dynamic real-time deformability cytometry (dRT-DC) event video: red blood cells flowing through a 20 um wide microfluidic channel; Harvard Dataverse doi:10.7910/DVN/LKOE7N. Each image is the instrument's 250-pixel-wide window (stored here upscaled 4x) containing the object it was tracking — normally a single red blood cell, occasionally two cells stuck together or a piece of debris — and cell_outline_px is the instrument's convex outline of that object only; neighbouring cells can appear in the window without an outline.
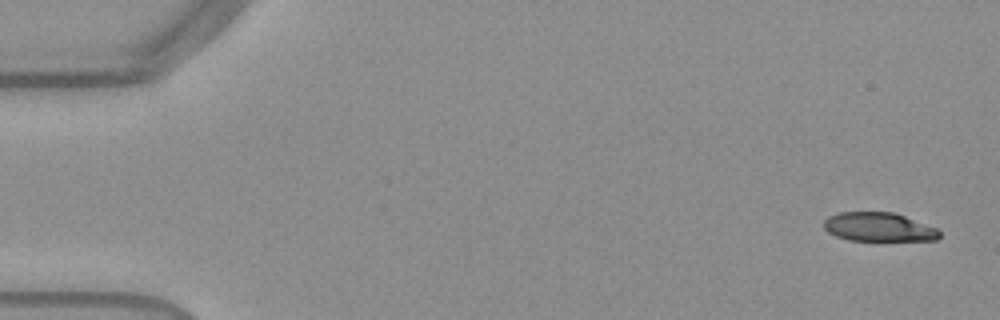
{"species": "Egyptian fruit bat (a non-hibernating species)", "species_latin": "Rousettus aegyptiacus", "temperature_condition": "warm", "stored_images_in_passage": 53, "camera_frame_rate_fps": 3000, "um_per_image_px": 0.085, "frame": {"image": 1, "passage_image": 2, "time_ms": 0.333, "image_size_px": [1000, 320], "cell_outline_px": [[940, 236], [936, 240], [848, 240], [836, 236], [828, 232], [824, 228], [824, 220], [828, 216], [840, 212], [896, 212], [936, 228], [940, 232]], "centroid_in_image_um": [74.68, 19.29], "position_along_channel_um": 10.3, "area_um2": 19.42}}
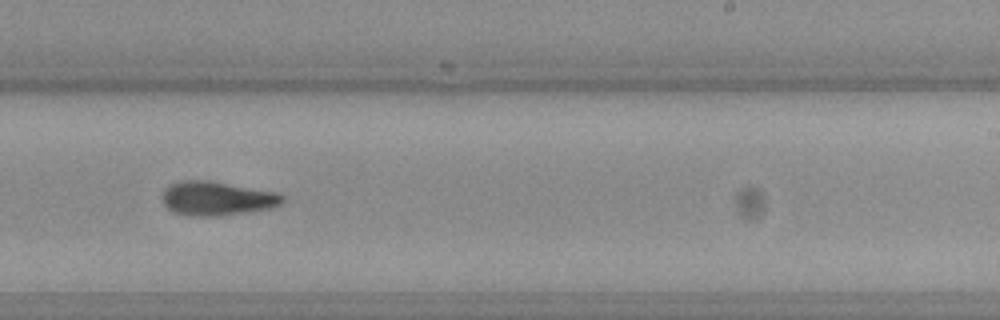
{"frame": {"image": 2, "passage_image": 33, "time_ms": 10.667, "image_size_px": [1000, 320], "cell_outline_px": [[284, 200], [280, 204], [268, 208], [244, 212], [212, 216], [192, 216], [172, 212], [164, 204], [160, 196], [164, 188], [180, 180], [208, 180], [276, 192], [284, 196]], "centroid_in_image_um": [18.37, 16.85], "position_along_channel_um": 270.6, "area_um2": 23.7}}
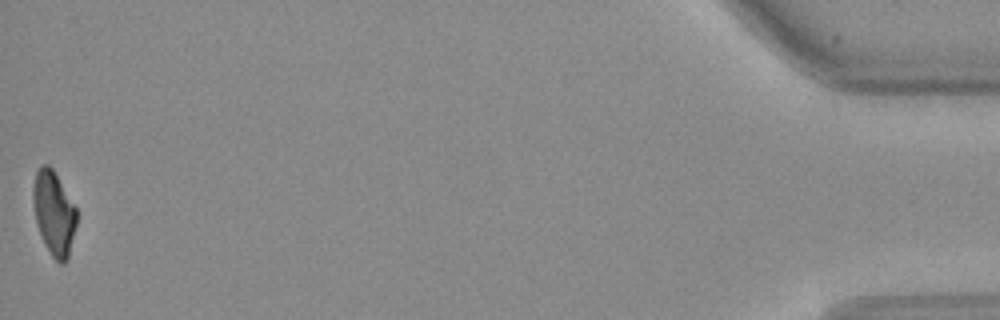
{"frame": {"image": 3, "passage_image": 53, "time_ms": 17.333, "image_size_px": [1000, 320], "cell_outline_px": [[76, 224], [68, 256], [64, 264], [60, 264], [52, 256], [44, 244], [36, 220], [32, 200], [32, 188], [36, 172], [40, 164], [48, 164], [52, 168], [76, 208]], "centroid_in_image_um": [4.56, 18.09], "position_along_channel_um": 430.6, "area_um2": 21.04}, "authors_computed_cell_mechanics": {"area_um2": 22.9466, "velocity_mm_per_s": 3.8479, "shape_relaxation_time_tau1_ms": 4.6286, "shape_relaxation_time_tau2_ms": 4.146, "deformation_change_tau1": 0.1987, "deformation_change_tau2": 0.1289}}